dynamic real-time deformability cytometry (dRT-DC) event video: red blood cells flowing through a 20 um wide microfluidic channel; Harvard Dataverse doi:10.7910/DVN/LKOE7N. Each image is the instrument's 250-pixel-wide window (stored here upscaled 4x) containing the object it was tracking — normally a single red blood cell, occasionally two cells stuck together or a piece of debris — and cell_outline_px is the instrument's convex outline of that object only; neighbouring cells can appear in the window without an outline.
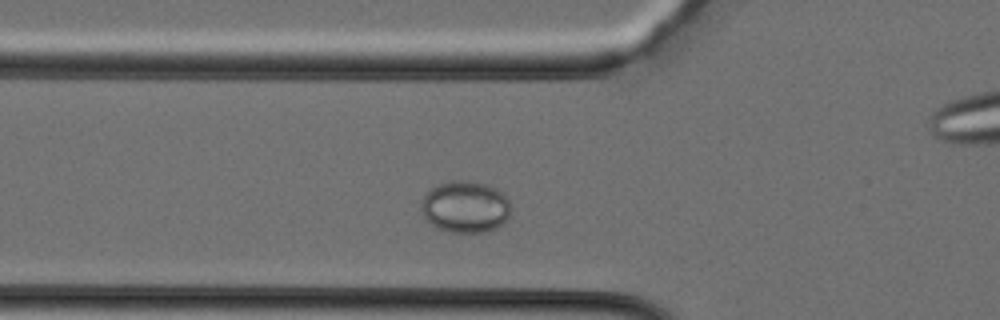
{"species": "Egyptian fruit bat (a non-hibernating species)", "species_latin": "Rousettus aegyptiacus", "temperature_condition": "cold", "stored_images_in_passage": 33, "camera_frame_rate_fps": 3000, "um_per_image_px": 0.085, "animal": {"sex": "female"}, "frame": {"image": 1, "passage_image": 7, "time_ms": 2.0, "image_size_px": [1000, 320], "cell_outline_px": [[512, 208], [508, 216], [496, 228], [484, 232], [452, 232], [440, 228], [432, 224], [424, 216], [420, 208], [420, 204], [424, 196], [432, 188], [448, 180], [460, 180], [488, 184], [504, 192]], "centroid_in_image_um": [39.57, 17.56], "position_along_channel_um": 86.2, "area_um2": 26.93}}
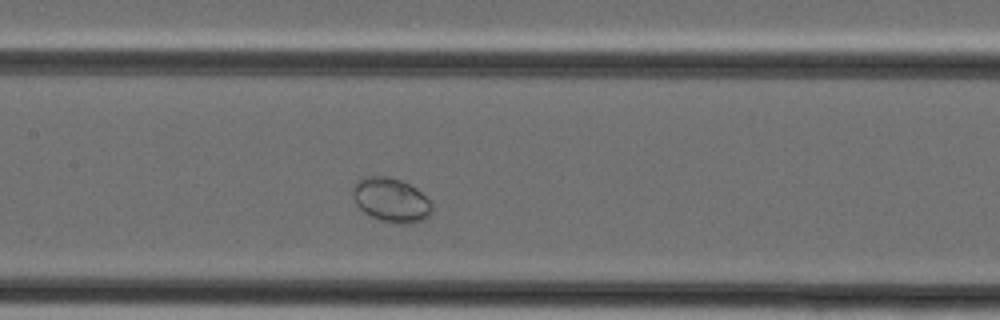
{"frame": {"image": 2, "passage_image": 12, "time_ms": 3.667, "image_size_px": [1000, 320], "cell_outline_px": [[432, 212], [424, 220], [412, 224], [400, 224], [380, 220], [364, 212], [356, 204], [352, 196], [352, 188], [356, 180], [360, 176], [388, 176], [400, 180], [416, 188], [432, 204]], "centroid_in_image_um": [33.21, 16.99], "position_along_channel_um": 174.2, "area_um2": 20.58}}
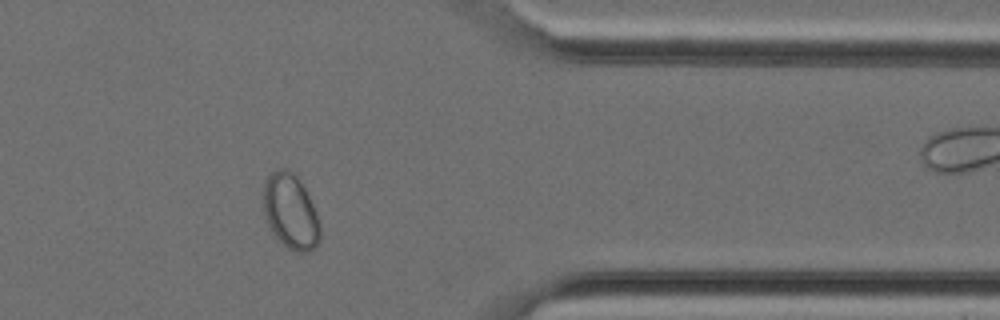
{"frame": {"image": 3, "passage_image": 25, "time_ms": 8.0, "image_size_px": [1000, 320], "cell_outline_px": [[320, 240], [316, 248], [308, 252], [296, 252], [288, 248], [276, 236], [268, 224], [264, 216], [264, 180], [276, 168], [288, 168], [296, 176], [304, 188], [316, 212], [320, 224]], "centroid_in_image_um": [24.71, 17.98], "position_along_channel_um": 386.7, "area_um2": 24.68}}